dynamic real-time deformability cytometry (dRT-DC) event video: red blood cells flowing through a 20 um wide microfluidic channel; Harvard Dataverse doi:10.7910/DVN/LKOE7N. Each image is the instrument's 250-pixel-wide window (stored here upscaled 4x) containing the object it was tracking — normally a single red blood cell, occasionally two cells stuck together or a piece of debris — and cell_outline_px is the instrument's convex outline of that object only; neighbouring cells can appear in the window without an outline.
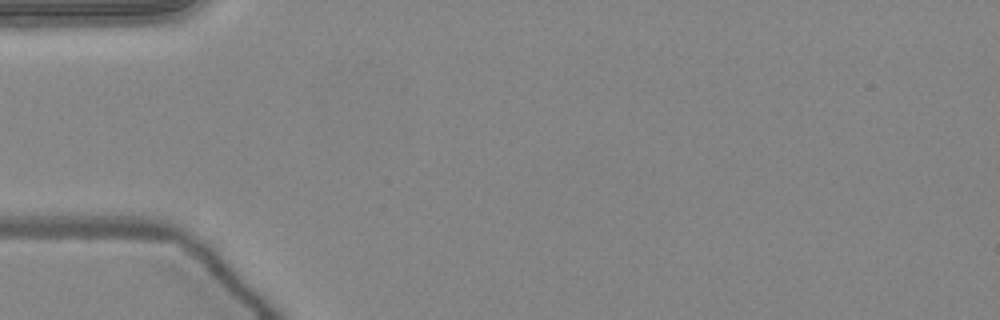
{"species": "common noctule bat (a hibernating species)", "species_latin": "Nyctalus noctula", "temperature_condition": "warm", "stored_images_in_passage": 4, "camera_frame_rate_fps": 3000, "um_per_image_px": 0.085, "animal": {"sex": "female", "body_mass_g": 24.6, "forearm_length_mm": 56.2}, "frame": {"image": 1, "passage_image": 1, "time_ms": 0.0, "image_size_px": [1000, 320], "cell_outline_px": [[216, 304], [96, 256], [108, 252], [164, 252], [172, 256], [188, 268], [216, 296]], "centroid_in_image_um": [13.78, 23.04], "position_along_channel_um": 71.2, "area_um2": 16.76}}